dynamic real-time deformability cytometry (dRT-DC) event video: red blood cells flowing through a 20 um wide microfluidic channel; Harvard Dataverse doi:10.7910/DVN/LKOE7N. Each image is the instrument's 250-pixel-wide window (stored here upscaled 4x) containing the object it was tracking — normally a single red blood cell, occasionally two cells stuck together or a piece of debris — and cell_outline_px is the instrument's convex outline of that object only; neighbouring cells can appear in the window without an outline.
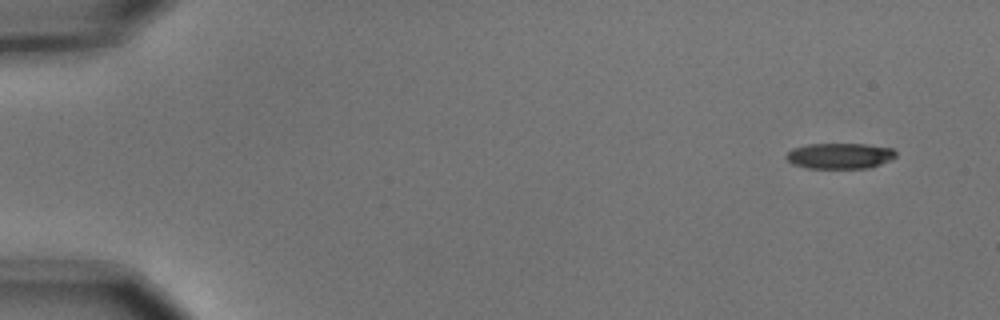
{"species": "common noctule bat (a hibernating species)", "species_latin": "Nyctalus noctula", "temperature_condition": "cold", "stored_images_in_passage": 5, "segment_of_instrument_passage": [1, 2], "camera_frame_rate_fps": 3000, "um_per_image_px": 0.085, "animal": {"sex": "male", "body_mass_g": 15.6}, "frame": {"image": 1, "passage_image": 1, "time_ms": 0.0, "image_size_px": [1000, 320], "cell_outline_px": [[896, 156], [880, 164], [868, 168], [808, 168], [792, 164], [784, 156], [792, 148], [808, 144], [864, 144], [892, 148], [896, 152]], "centroid_in_image_um": [71.35, 13.24], "position_along_channel_um": 13.7, "area_um2": 16.36}}